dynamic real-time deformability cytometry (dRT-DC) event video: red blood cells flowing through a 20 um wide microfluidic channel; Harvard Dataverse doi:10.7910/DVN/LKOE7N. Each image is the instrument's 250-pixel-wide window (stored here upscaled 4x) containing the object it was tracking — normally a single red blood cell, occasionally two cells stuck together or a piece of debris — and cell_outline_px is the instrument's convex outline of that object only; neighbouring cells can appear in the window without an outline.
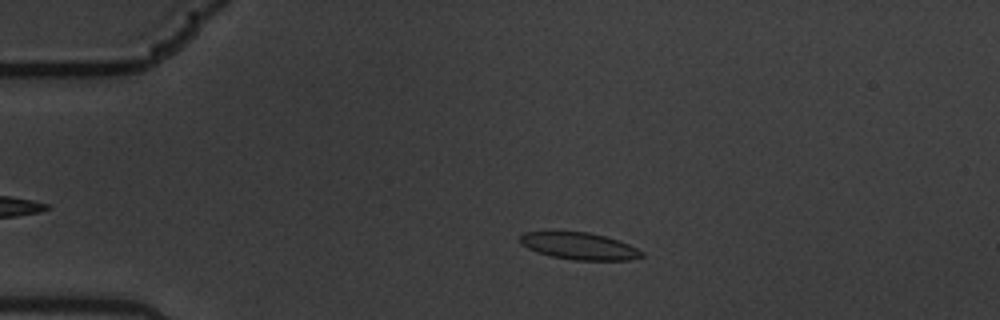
{"species": "common noctule bat (a hibernating species)", "species_latin": "Nyctalus noctula", "temperature_condition": "warm", "stored_images_in_passage": 8, "camera_frame_rate_fps": 3000, "um_per_image_px": 0.085, "animal": {"sex": "male", "body_mass_g": 19.5, "forearm_length_mm": 54.6}, "frame": {"image": 1, "passage_image": 4, "time_ms": 1.0, "image_size_px": [1000, 320], "cell_outline_px": [[644, 256], [632, 260], [576, 260], [552, 256], [536, 252], [520, 244], [520, 236], [524, 232], [588, 232], [620, 240], [644, 252]], "centroid_in_image_um": [49.26, 20.92], "position_along_channel_um": 35.7, "area_um2": 19.07}}
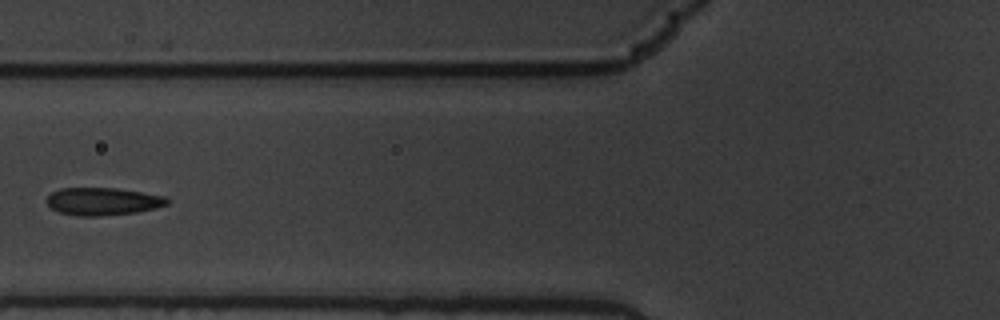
{"frame": {"image": 2, "passage_image": 7, "time_ms": 2.0, "image_size_px": [1000, 320], "cell_outline_px": [[168, 204], [136, 212], [100, 216], [76, 216], [60, 212], [52, 208], [44, 200], [52, 192], [60, 188], [116, 188], [168, 196]], "centroid_in_image_um": [8.72, 17.11], "position_along_channel_um": 117.1, "area_um2": 19.36}}
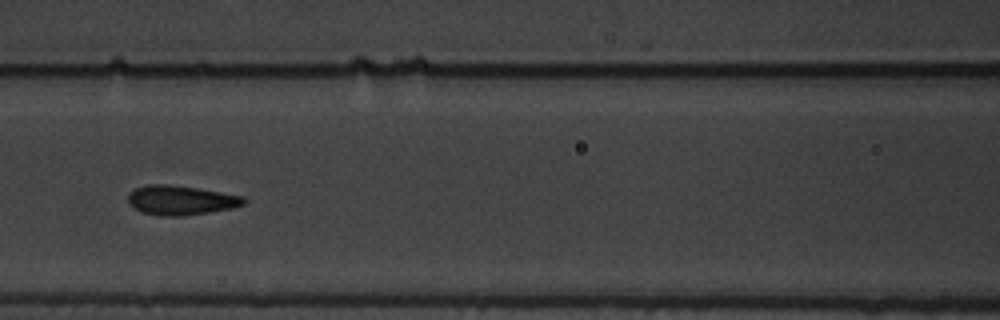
{"frame": {"image": 3, "passage_image": 8, "time_ms": 2.333, "image_size_px": [1000, 320], "cell_outline_px": [[248, 200], [244, 204], [232, 208], [208, 212], [180, 216], [164, 216], [140, 212], [132, 208], [128, 204], [128, 196], [136, 188], [148, 184], [168, 184], [200, 188], [244, 196]], "centroid_in_image_um": [15.37, 17.01], "position_along_channel_um": 151.2, "area_um2": 20.0}}